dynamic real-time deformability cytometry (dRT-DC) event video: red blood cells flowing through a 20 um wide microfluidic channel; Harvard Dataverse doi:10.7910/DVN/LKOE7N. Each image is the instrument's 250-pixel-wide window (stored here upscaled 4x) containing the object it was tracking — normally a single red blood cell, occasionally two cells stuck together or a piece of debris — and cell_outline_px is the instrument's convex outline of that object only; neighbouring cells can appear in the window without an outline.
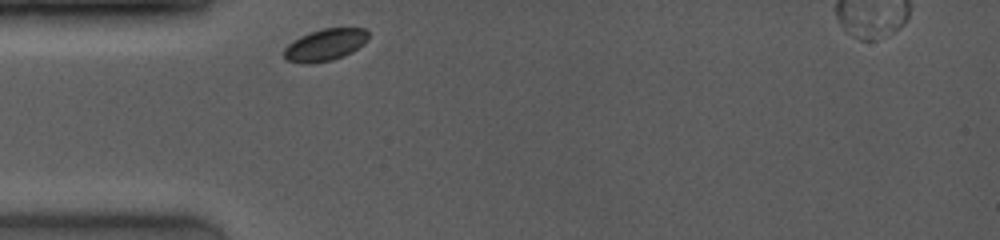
{"species": "common noctule bat (a hibernating species)", "species_latin": "Nyctalus noctula", "temperature_condition": "room temperature", "stored_images_in_passage": 52, "camera_frame_rate_fps": 4000, "um_per_image_px": 0.085, "animal": {"sex": "female", "body_mass_g": 19.0, "forearm_length_mm": 53.3}, "frame": {"image": 1, "passage_image": 1, "time_ms": 0.0, "image_size_px": [1000, 240], "cell_outline_px": [[368, 40], [364, 44], [352, 52], [344, 56], [332, 60], [308, 64], [304, 64], [284, 60], [284, 48], [288, 44], [300, 36], [324, 28], [368, 28]], "centroid_in_image_um": [27.65, 3.82], "position_along_channel_um": 57.4, "area_um2": 15.84}}
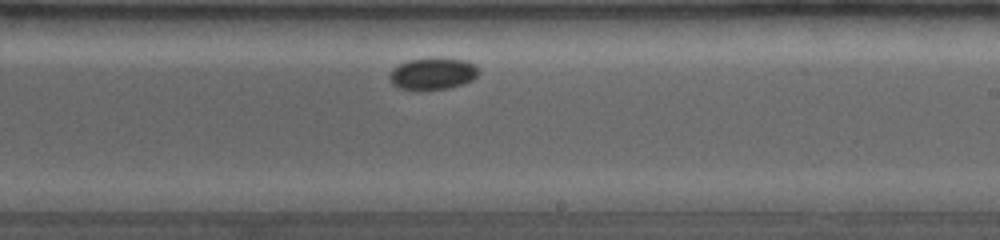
{"frame": {"image": 2, "passage_image": 39, "time_ms": 5.25, "image_size_px": [1000, 240], "cell_outline_px": [[480, 72], [472, 80], [464, 84], [448, 88], [420, 92], [396, 88], [392, 84], [388, 76], [392, 68], [408, 60], [436, 56], [464, 60], [476, 64], [480, 68]], "centroid_in_image_um": [36.77, 6.27], "position_along_channel_um": 252.2, "area_um2": 17.46}}
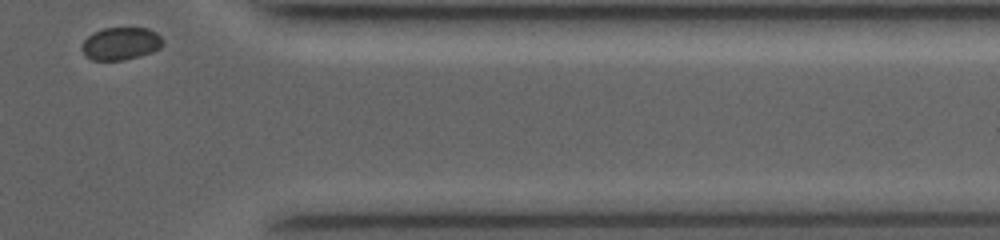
{"frame": {"image": 3, "passage_image": 52, "time_ms": 9.25, "image_size_px": [1000, 240], "cell_outline_px": [[164, 44], [160, 48], [152, 52], [140, 56], [120, 60], [92, 60], [84, 56], [80, 48], [84, 40], [92, 32], [104, 28], [148, 28], [156, 32], [164, 40]], "centroid_in_image_um": [10.25, 3.7], "position_along_channel_um": 401.1, "area_um2": 15.61}}